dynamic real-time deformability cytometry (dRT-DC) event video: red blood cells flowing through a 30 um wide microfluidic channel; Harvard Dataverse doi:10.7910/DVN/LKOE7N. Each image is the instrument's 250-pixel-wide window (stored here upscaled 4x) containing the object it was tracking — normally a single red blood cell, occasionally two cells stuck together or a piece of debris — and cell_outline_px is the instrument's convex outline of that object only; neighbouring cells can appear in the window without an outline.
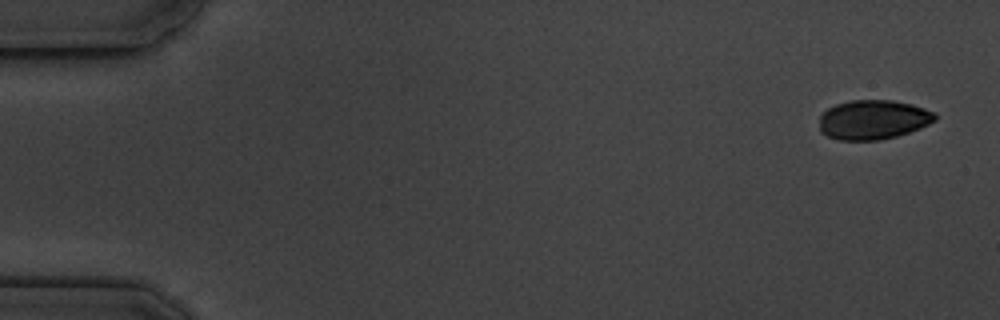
{"species": "common noctule bat (a hibernating species)", "species_latin": "Nyctalus noctula", "temperature_condition": "cold", "stored_images_in_passage": 5, "camera_frame_rate_fps": 3000, "um_per_image_px": 0.085, "animal": {"sex": "male", "body_mass_g": 19.5, "forearm_length_mm": 54.6}, "frame": {"image": 1, "passage_image": 1, "time_ms": 0.0, "image_size_px": [1000, 320], "cell_outline_px": [[936, 120], [920, 128], [896, 136], [880, 140], [840, 140], [828, 136], [820, 132], [820, 116], [828, 108], [836, 104], [852, 100], [892, 100], [912, 104], [936, 112]], "centroid_in_image_um": [74.23, 10.17], "position_along_channel_um": 10.8, "area_um2": 26.59}}
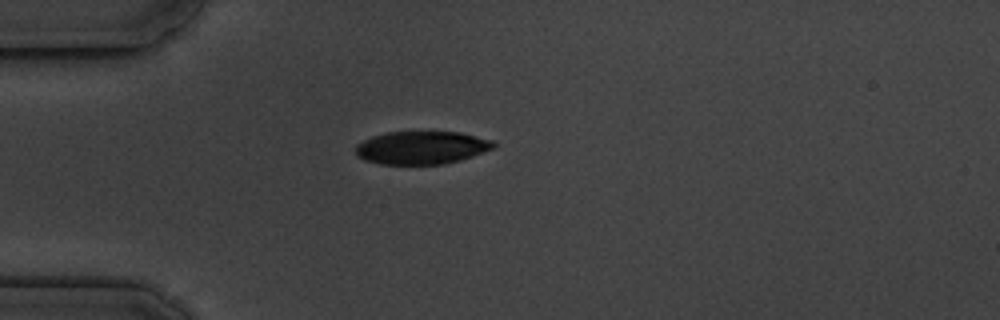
{"frame": {"image": 2, "passage_image": 5, "time_ms": 4.333, "image_size_px": [1000, 320], "cell_outline_px": [[496, 144], [492, 148], [472, 156], [460, 160], [444, 164], [380, 164], [364, 160], [356, 152], [356, 144], [372, 136], [388, 132], [460, 132], [492, 140]], "centroid_in_image_um": [35.82, 12.55], "position_along_channel_um": 49.2, "area_um2": 26.3}}